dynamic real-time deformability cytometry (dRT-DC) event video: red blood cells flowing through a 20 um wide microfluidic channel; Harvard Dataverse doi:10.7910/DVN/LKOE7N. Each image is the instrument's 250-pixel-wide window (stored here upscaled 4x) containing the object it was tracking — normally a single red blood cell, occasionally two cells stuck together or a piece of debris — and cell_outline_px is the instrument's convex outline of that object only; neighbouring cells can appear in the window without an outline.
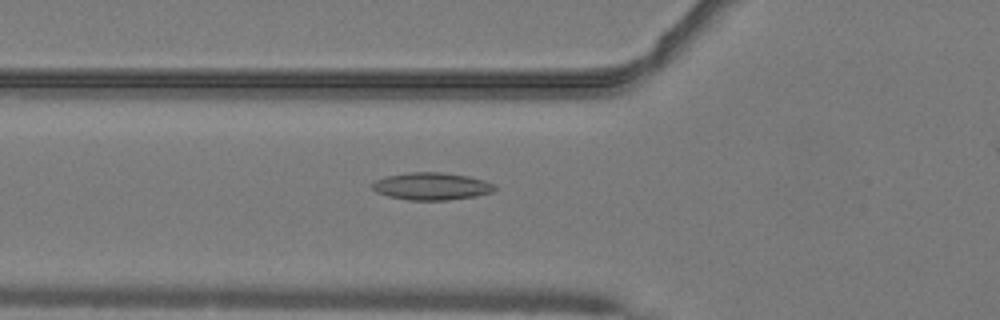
{"species": "common noctule bat (a hibernating species)", "species_latin": "Nyctalus noctula", "temperature_condition": "warm", "stored_images_in_passage": 38, "camera_frame_rate_fps": 3000, "um_per_image_px": 0.085, "animal": {"sex": "male", "body_mass_g": 19.2, "forearm_length_mm": 51.8}, "frame": {"image": 1, "passage_image": 11, "time_ms": 3.333, "image_size_px": [1000, 320], "cell_outline_px": [[496, 188], [492, 192], [476, 196], [448, 200], [408, 200], [388, 196], [376, 192], [372, 188], [372, 184], [376, 180], [388, 176], [408, 172], [440, 172], [468, 176], [484, 180], [496, 184]], "centroid_in_image_um": [36.71, 15.83], "position_along_channel_um": 89.1, "area_um2": 19.54}}
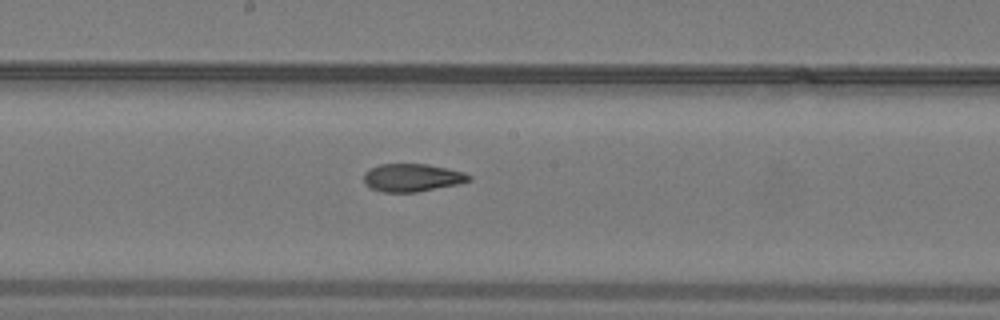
{"frame": {"image": 2, "passage_image": 20, "time_ms": 6.333, "image_size_px": [1000, 320], "cell_outline_px": [[472, 180], [456, 184], [416, 192], [380, 192], [364, 184], [364, 172], [380, 164], [428, 164], [464, 172], [472, 176]], "centroid_in_image_um": [35.02, 15.1], "position_along_channel_um": 213.2, "area_um2": 16.99}}
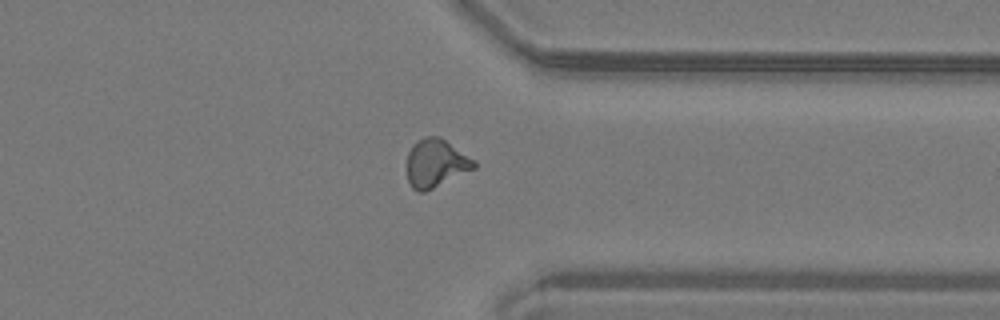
{"frame": {"image": 3, "passage_image": 32, "time_ms": 10.333, "image_size_px": [1000, 320], "cell_outline_px": [[476, 168], [424, 192], [420, 192], [412, 188], [408, 180], [408, 152], [412, 144], [416, 140], [424, 136], [440, 136], [476, 160]], "centroid_in_image_um": [37.06, 13.84], "position_along_channel_um": 374.3, "area_um2": 18.9}}